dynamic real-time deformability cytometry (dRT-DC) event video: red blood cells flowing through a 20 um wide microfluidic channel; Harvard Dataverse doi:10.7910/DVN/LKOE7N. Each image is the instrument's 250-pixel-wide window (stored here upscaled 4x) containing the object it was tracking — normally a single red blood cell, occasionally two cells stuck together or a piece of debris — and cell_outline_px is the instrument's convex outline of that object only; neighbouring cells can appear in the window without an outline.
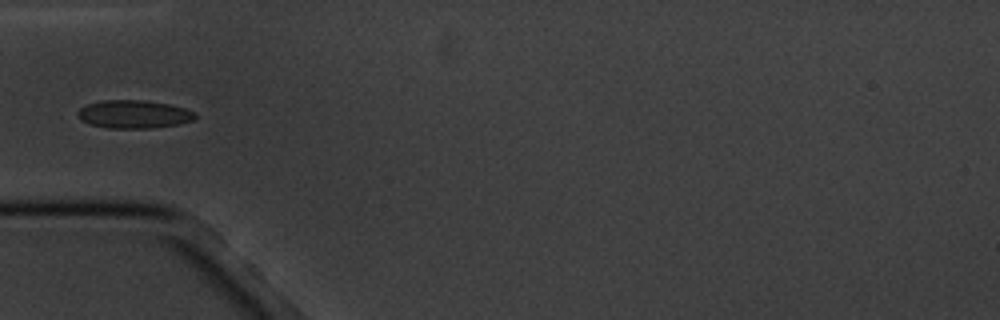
{"species": "common noctule bat (a hibernating species)", "species_latin": "Nyctalus noctula", "temperature_condition": "cold", "stored_images_in_passage": 10, "camera_frame_rate_fps": 3000, "um_per_image_px": 0.085, "animal": {"sex": "male", "body_mass_g": 20.1, "forearm_length_mm": 53.5}, "frame": {"image": 1, "passage_image": 6, "time_ms": 6.0, "image_size_px": [1000, 320], "cell_outline_px": [[196, 116], [192, 120], [180, 124], [152, 128], [108, 128], [92, 124], [80, 120], [76, 116], [76, 112], [80, 108], [88, 104], [100, 100], [144, 100], [168, 104], [184, 108], [196, 112]], "centroid_in_image_um": [11.36, 9.71], "position_along_channel_um": 73.6, "area_um2": 19.31}}
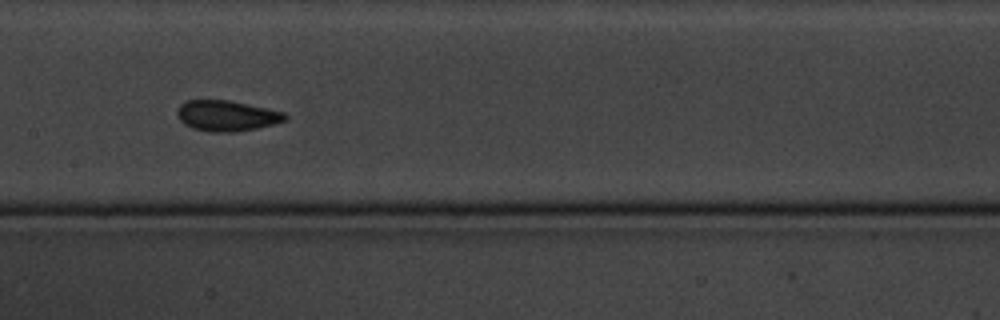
{"frame": {"image": 2, "passage_image": 9, "time_ms": 9.333, "image_size_px": [1000, 320], "cell_outline_px": [[288, 120], [256, 128], [236, 132], [208, 132], [192, 128], [184, 124], [176, 116], [176, 112], [180, 104], [184, 100], [228, 100], [248, 104], [284, 112], [288, 116]], "centroid_in_image_um": [19.24, 9.84], "position_along_channel_um": 188.2, "area_um2": 19.42}}
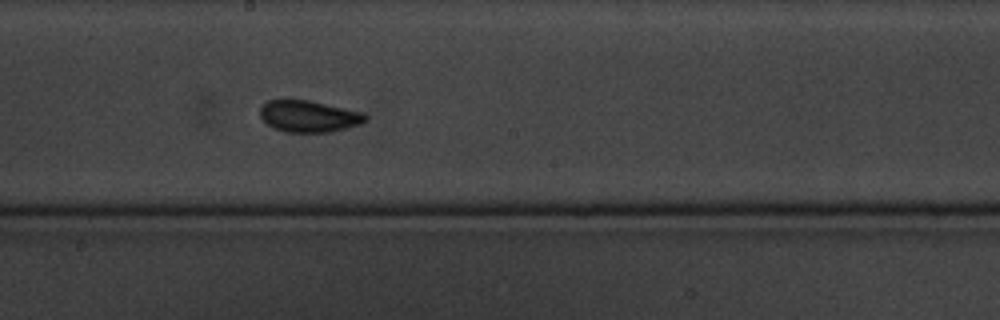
{"frame": {"image": 3, "passage_image": 10, "time_ms": 10.333, "image_size_px": [1000, 320], "cell_outline_px": [[368, 120], [360, 124], [328, 132], [284, 132], [272, 128], [260, 116], [260, 108], [268, 100], [308, 100], [364, 112], [368, 116]], "centroid_in_image_um": [26.26, 9.88], "position_along_channel_um": 221.9, "area_um2": 19.36}}